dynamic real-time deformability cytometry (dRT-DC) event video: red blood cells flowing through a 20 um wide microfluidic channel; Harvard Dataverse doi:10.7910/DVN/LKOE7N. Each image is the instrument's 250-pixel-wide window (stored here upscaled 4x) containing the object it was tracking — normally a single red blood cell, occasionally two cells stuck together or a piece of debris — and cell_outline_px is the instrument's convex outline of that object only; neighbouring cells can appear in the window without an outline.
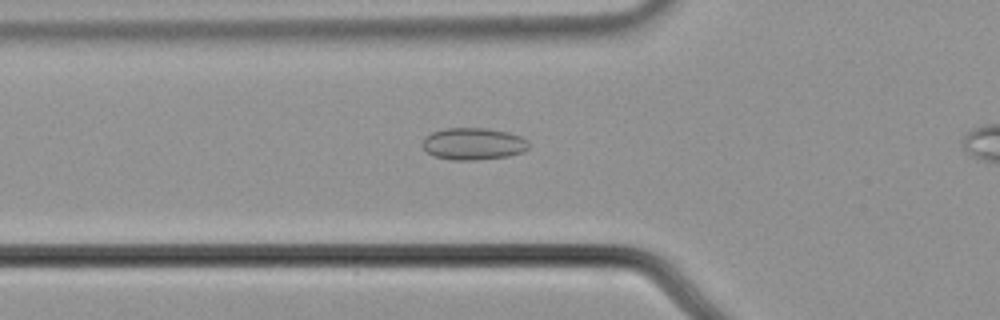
{"species": "common noctule bat (a hibernating species)", "species_latin": "Nyctalus noctula", "temperature_condition": "cold", "stored_images_in_passage": 39, "camera_frame_rate_fps": 3000, "um_per_image_px": 0.085, "animal": {"sex": "male", "body_mass_g": 21.5, "forearm_length_mm": 52.0}, "frame": {"image": 1, "passage_image": 8, "time_ms": 2.333, "image_size_px": [1000, 320], "cell_outline_px": [[528, 148], [520, 152], [508, 156], [476, 160], [452, 160], [436, 156], [428, 152], [424, 148], [424, 136], [432, 132], [444, 128], [484, 128], [508, 132], [520, 136], [528, 144]], "centroid_in_image_um": [40.21, 12.22], "position_along_channel_um": 85.6, "area_um2": 19.54}}
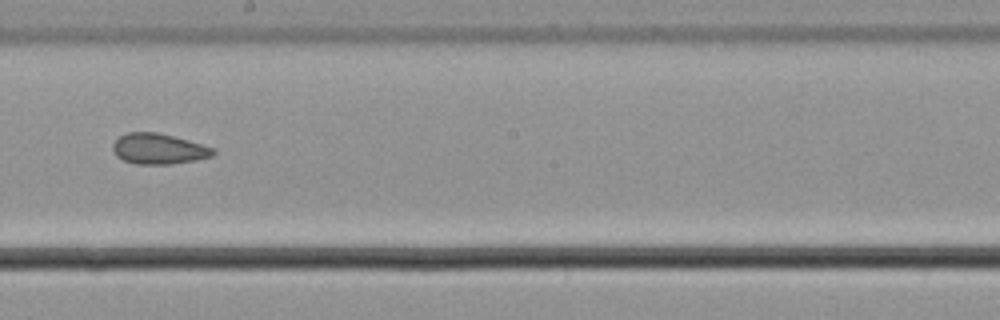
{"frame": {"image": 2, "passage_image": 20, "time_ms": 6.333, "image_size_px": [1000, 320], "cell_outline_px": [[216, 152], [212, 156], [172, 164], [136, 164], [124, 160], [116, 156], [112, 148], [112, 144], [120, 136], [128, 132], [156, 132], [188, 140], [216, 148]], "centroid_in_image_um": [13.48, 12.65], "position_along_channel_um": 234.7, "area_um2": 17.8}}
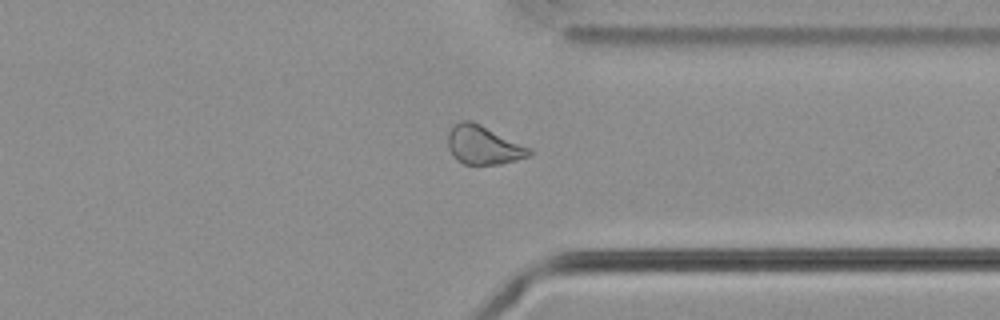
{"frame": {"image": 3, "passage_image": 31, "time_ms": 10.0, "image_size_px": [1000, 320], "cell_outline_px": [[532, 156], [500, 164], [464, 164], [456, 160], [448, 148], [448, 132], [452, 124], [460, 120], [472, 120], [532, 148]], "centroid_in_image_um": [41.09, 12.31], "position_along_channel_um": 370.3, "area_um2": 18.67}, "authors_computed_cell_mechanics": {"area_um2": 18.0336, "velocity_mm_per_s": 3.7213, "shape_relaxation_time_tau1_ms": null, "shape_relaxation_time_tau2_ms": 3.0012, "deformation_change_tau1": null, "deformation_change_tau2": 0.0946}}